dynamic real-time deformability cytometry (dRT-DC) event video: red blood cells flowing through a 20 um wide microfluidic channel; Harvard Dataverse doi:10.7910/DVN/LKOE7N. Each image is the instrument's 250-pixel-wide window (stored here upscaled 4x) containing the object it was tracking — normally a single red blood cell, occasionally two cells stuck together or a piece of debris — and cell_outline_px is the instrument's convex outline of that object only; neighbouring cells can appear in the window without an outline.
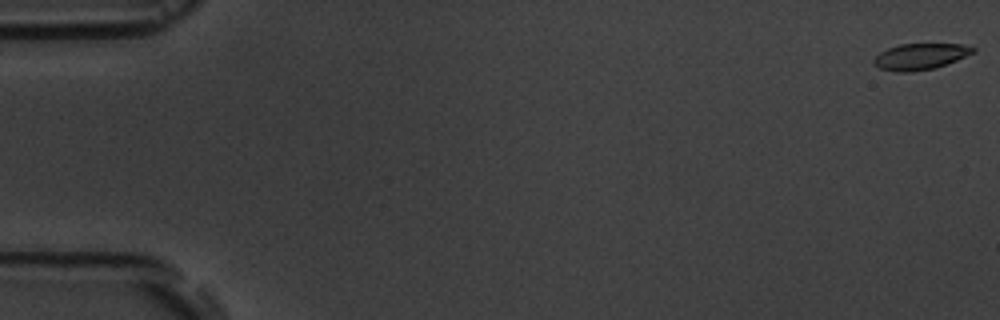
{"species": "common noctule bat (a hibernating species)", "species_latin": "Nyctalus noctula", "temperature_condition": "room temperature", "stored_images_in_passage": 9, "camera_frame_rate_fps": 3000, "um_per_image_px": 0.085, "animal": {"sex": "male", "body_mass_g": 19.5, "forearm_length_mm": 54.6}, "frame": {"image": 1, "passage_image": 1, "time_ms": 0.0, "image_size_px": [1000, 320], "cell_outline_px": [[976, 52], [936, 68], [912, 72], [896, 72], [880, 68], [872, 60], [880, 52], [888, 48], [900, 44], [964, 44], [976, 48]], "centroid_in_image_um": [78.25, 4.8], "position_along_channel_um": 6.7, "area_um2": 15.14}}
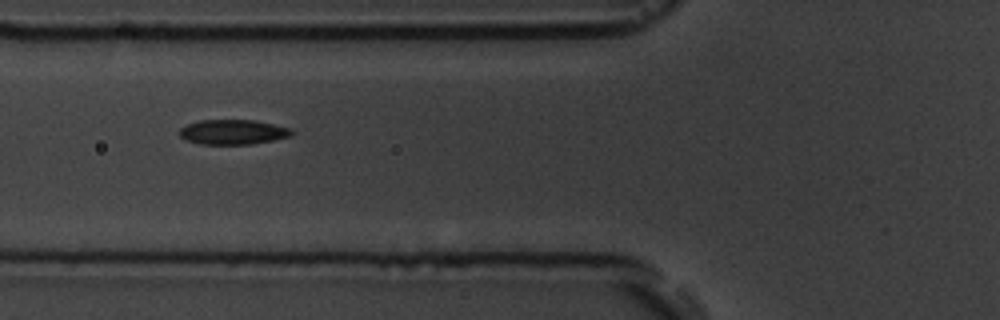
{"frame": {"image": 2, "passage_image": 7, "time_ms": 7.0, "image_size_px": [1000, 320], "cell_outline_px": [[296, 132], [292, 136], [252, 144], [200, 144], [188, 140], [180, 136], [180, 128], [188, 124], [200, 120], [256, 120], [292, 128]], "centroid_in_image_um": [19.87, 11.21], "position_along_channel_um": 105.9, "area_um2": 16.3}}
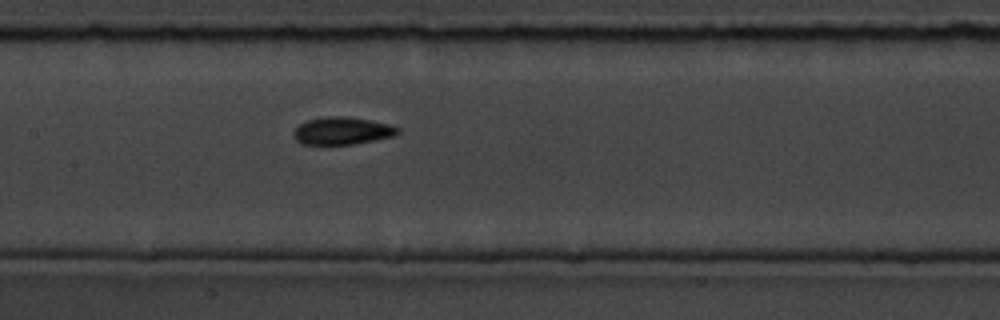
{"frame": {"image": 3, "passage_image": 9, "time_ms": 9.0, "image_size_px": [1000, 320], "cell_outline_px": [[400, 132], [392, 136], [352, 144], [300, 144], [292, 136], [292, 132], [300, 124], [308, 120], [324, 116], [348, 116], [392, 124], [400, 128]], "centroid_in_image_um": [29.07, 11.1], "position_along_channel_um": 178.3, "area_um2": 16.76}}